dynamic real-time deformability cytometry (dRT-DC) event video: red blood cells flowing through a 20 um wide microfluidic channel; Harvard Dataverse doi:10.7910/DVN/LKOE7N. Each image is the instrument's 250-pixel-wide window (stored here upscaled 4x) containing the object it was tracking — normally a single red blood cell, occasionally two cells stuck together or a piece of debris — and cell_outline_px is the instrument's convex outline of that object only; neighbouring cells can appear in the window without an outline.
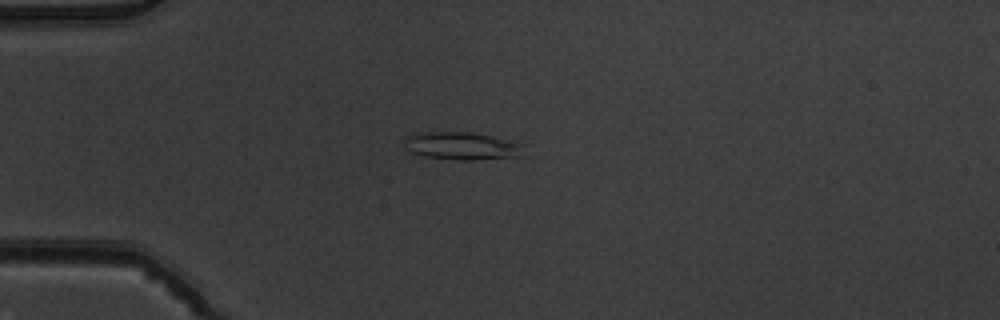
{"species": "common noctule bat (a hibernating species)", "species_latin": "Nyctalus noctula", "temperature_condition": "warm", "stored_images_in_passage": 4, "camera_frame_rate_fps": 3000, "um_per_image_px": 0.085, "animal": {"sex": "male", "body_mass_g": 19.5, "forearm_length_mm": 54.6}, "frame": {"image": 1, "passage_image": 3, "time_ms": 0.667, "image_size_px": [1000, 320], "cell_outline_px": [[528, 144], [524, 156], [476, 160], [460, 160], [424, 156], [408, 152], [404, 148], [404, 140], [408, 136], [420, 132], [468, 132], [492, 136]], "centroid_in_image_um": [39.34, 12.41], "position_along_channel_um": 45.7, "area_um2": 19.83}}